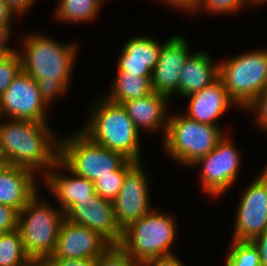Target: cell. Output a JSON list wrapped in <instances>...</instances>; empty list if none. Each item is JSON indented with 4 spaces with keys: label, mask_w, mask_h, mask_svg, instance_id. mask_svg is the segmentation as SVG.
I'll list each match as a JSON object with an SVG mask.
<instances>
[{
    "label": "cell",
    "mask_w": 267,
    "mask_h": 266,
    "mask_svg": "<svg viewBox=\"0 0 267 266\" xmlns=\"http://www.w3.org/2000/svg\"><path fill=\"white\" fill-rule=\"evenodd\" d=\"M48 127L47 123L19 119L0 123V155L8 165L25 167L35 173L46 168L45 175L60 154V142H55Z\"/></svg>",
    "instance_id": "6da1fadb"
},
{
    "label": "cell",
    "mask_w": 267,
    "mask_h": 266,
    "mask_svg": "<svg viewBox=\"0 0 267 266\" xmlns=\"http://www.w3.org/2000/svg\"><path fill=\"white\" fill-rule=\"evenodd\" d=\"M86 127L81 130L91 140L128 160L140 162L139 130L122 104L103 98L97 103Z\"/></svg>",
    "instance_id": "7a4b0ae2"
},
{
    "label": "cell",
    "mask_w": 267,
    "mask_h": 266,
    "mask_svg": "<svg viewBox=\"0 0 267 266\" xmlns=\"http://www.w3.org/2000/svg\"><path fill=\"white\" fill-rule=\"evenodd\" d=\"M22 70L36 82H62L69 87L77 46L53 41L45 35H29L23 40Z\"/></svg>",
    "instance_id": "3957f363"
},
{
    "label": "cell",
    "mask_w": 267,
    "mask_h": 266,
    "mask_svg": "<svg viewBox=\"0 0 267 266\" xmlns=\"http://www.w3.org/2000/svg\"><path fill=\"white\" fill-rule=\"evenodd\" d=\"M176 226L172 216L152 210L123 230L118 245L134 262L174 255L170 246L175 240Z\"/></svg>",
    "instance_id": "277c9868"
},
{
    "label": "cell",
    "mask_w": 267,
    "mask_h": 266,
    "mask_svg": "<svg viewBox=\"0 0 267 266\" xmlns=\"http://www.w3.org/2000/svg\"><path fill=\"white\" fill-rule=\"evenodd\" d=\"M219 79L235 105L247 109L267 88V50H254L219 62Z\"/></svg>",
    "instance_id": "5b68a950"
},
{
    "label": "cell",
    "mask_w": 267,
    "mask_h": 266,
    "mask_svg": "<svg viewBox=\"0 0 267 266\" xmlns=\"http://www.w3.org/2000/svg\"><path fill=\"white\" fill-rule=\"evenodd\" d=\"M220 128L199 123L181 113L169 116L164 149L172 159L192 166L199 158L213 151L225 136Z\"/></svg>",
    "instance_id": "8992f818"
},
{
    "label": "cell",
    "mask_w": 267,
    "mask_h": 266,
    "mask_svg": "<svg viewBox=\"0 0 267 266\" xmlns=\"http://www.w3.org/2000/svg\"><path fill=\"white\" fill-rule=\"evenodd\" d=\"M38 194L19 212L18 230L20 231L26 254L31 259L44 260L56 248L59 228L65 219L62 210H55Z\"/></svg>",
    "instance_id": "52a82bcc"
},
{
    "label": "cell",
    "mask_w": 267,
    "mask_h": 266,
    "mask_svg": "<svg viewBox=\"0 0 267 266\" xmlns=\"http://www.w3.org/2000/svg\"><path fill=\"white\" fill-rule=\"evenodd\" d=\"M59 142V159L73 173L91 182L112 175L128 160L122 154L94 142L81 130Z\"/></svg>",
    "instance_id": "ba28073f"
},
{
    "label": "cell",
    "mask_w": 267,
    "mask_h": 266,
    "mask_svg": "<svg viewBox=\"0 0 267 266\" xmlns=\"http://www.w3.org/2000/svg\"><path fill=\"white\" fill-rule=\"evenodd\" d=\"M225 136L207 156L199 158L192 165H202V188L208 195L219 196L227 191L238 177L240 153Z\"/></svg>",
    "instance_id": "9c48e42d"
},
{
    "label": "cell",
    "mask_w": 267,
    "mask_h": 266,
    "mask_svg": "<svg viewBox=\"0 0 267 266\" xmlns=\"http://www.w3.org/2000/svg\"><path fill=\"white\" fill-rule=\"evenodd\" d=\"M266 230L267 172L264 170L240 199L232 240L252 241Z\"/></svg>",
    "instance_id": "30bf717a"
},
{
    "label": "cell",
    "mask_w": 267,
    "mask_h": 266,
    "mask_svg": "<svg viewBox=\"0 0 267 266\" xmlns=\"http://www.w3.org/2000/svg\"><path fill=\"white\" fill-rule=\"evenodd\" d=\"M45 107L36 80L23 70L0 96V116L8 115L11 119L47 123Z\"/></svg>",
    "instance_id": "8fae6325"
},
{
    "label": "cell",
    "mask_w": 267,
    "mask_h": 266,
    "mask_svg": "<svg viewBox=\"0 0 267 266\" xmlns=\"http://www.w3.org/2000/svg\"><path fill=\"white\" fill-rule=\"evenodd\" d=\"M142 169L141 162H137L126 173L121 190L112 201L115 218L122 231L152 210L149 204V180Z\"/></svg>",
    "instance_id": "7c38bea8"
},
{
    "label": "cell",
    "mask_w": 267,
    "mask_h": 266,
    "mask_svg": "<svg viewBox=\"0 0 267 266\" xmlns=\"http://www.w3.org/2000/svg\"><path fill=\"white\" fill-rule=\"evenodd\" d=\"M65 218L98 232L112 246H118L121 242L123 231L117 224L112 201L103 199L96 192L90 198L75 203L65 213Z\"/></svg>",
    "instance_id": "4fadbf2b"
},
{
    "label": "cell",
    "mask_w": 267,
    "mask_h": 266,
    "mask_svg": "<svg viewBox=\"0 0 267 266\" xmlns=\"http://www.w3.org/2000/svg\"><path fill=\"white\" fill-rule=\"evenodd\" d=\"M112 245L98 232L84 226L62 221L54 253L46 258L96 260Z\"/></svg>",
    "instance_id": "5bb4252c"
},
{
    "label": "cell",
    "mask_w": 267,
    "mask_h": 266,
    "mask_svg": "<svg viewBox=\"0 0 267 266\" xmlns=\"http://www.w3.org/2000/svg\"><path fill=\"white\" fill-rule=\"evenodd\" d=\"M189 55L188 44L182 36L171 37L162 45L158 63L151 76L153 92L168 98L179 93L181 70Z\"/></svg>",
    "instance_id": "9a60e30c"
},
{
    "label": "cell",
    "mask_w": 267,
    "mask_h": 266,
    "mask_svg": "<svg viewBox=\"0 0 267 266\" xmlns=\"http://www.w3.org/2000/svg\"><path fill=\"white\" fill-rule=\"evenodd\" d=\"M35 172L8 165L0 172V204L20 212L37 194Z\"/></svg>",
    "instance_id": "2e32d148"
},
{
    "label": "cell",
    "mask_w": 267,
    "mask_h": 266,
    "mask_svg": "<svg viewBox=\"0 0 267 266\" xmlns=\"http://www.w3.org/2000/svg\"><path fill=\"white\" fill-rule=\"evenodd\" d=\"M58 167H60V169L63 168L64 170H68V172L72 174V177H66V173L65 175L58 172L56 173L57 169H59ZM43 177L45 182H47L46 185L59 202L60 210L64 213H66L78 201L84 198H90V196L95 192L93 182L73 173V171H71L60 159Z\"/></svg>",
    "instance_id": "e0dca14e"
},
{
    "label": "cell",
    "mask_w": 267,
    "mask_h": 266,
    "mask_svg": "<svg viewBox=\"0 0 267 266\" xmlns=\"http://www.w3.org/2000/svg\"><path fill=\"white\" fill-rule=\"evenodd\" d=\"M188 97L190 102L185 115L199 123L213 126H218L217 118L221 117L230 105L235 104L220 79Z\"/></svg>",
    "instance_id": "ac0fdd59"
},
{
    "label": "cell",
    "mask_w": 267,
    "mask_h": 266,
    "mask_svg": "<svg viewBox=\"0 0 267 266\" xmlns=\"http://www.w3.org/2000/svg\"><path fill=\"white\" fill-rule=\"evenodd\" d=\"M162 45L150 37H135L126 41L121 51L117 72L137 76H152Z\"/></svg>",
    "instance_id": "d6986e66"
},
{
    "label": "cell",
    "mask_w": 267,
    "mask_h": 266,
    "mask_svg": "<svg viewBox=\"0 0 267 266\" xmlns=\"http://www.w3.org/2000/svg\"><path fill=\"white\" fill-rule=\"evenodd\" d=\"M168 99L166 96L153 92L142 99L128 100L122 103V106L138 130L143 128L144 130L156 131L162 127L165 136L169 118V115H166Z\"/></svg>",
    "instance_id": "ffe728a7"
},
{
    "label": "cell",
    "mask_w": 267,
    "mask_h": 266,
    "mask_svg": "<svg viewBox=\"0 0 267 266\" xmlns=\"http://www.w3.org/2000/svg\"><path fill=\"white\" fill-rule=\"evenodd\" d=\"M219 79V63L213 64L206 51L191 53L186 59L179 79V95L187 97L212 85Z\"/></svg>",
    "instance_id": "44dd1931"
},
{
    "label": "cell",
    "mask_w": 267,
    "mask_h": 266,
    "mask_svg": "<svg viewBox=\"0 0 267 266\" xmlns=\"http://www.w3.org/2000/svg\"><path fill=\"white\" fill-rule=\"evenodd\" d=\"M113 87L106 98L122 104L131 99H142L153 93L151 76H137L129 72H116Z\"/></svg>",
    "instance_id": "7402d4cb"
},
{
    "label": "cell",
    "mask_w": 267,
    "mask_h": 266,
    "mask_svg": "<svg viewBox=\"0 0 267 266\" xmlns=\"http://www.w3.org/2000/svg\"><path fill=\"white\" fill-rule=\"evenodd\" d=\"M57 17L63 22H90L99 13L101 0H60ZM95 16V17H94Z\"/></svg>",
    "instance_id": "603a6c76"
},
{
    "label": "cell",
    "mask_w": 267,
    "mask_h": 266,
    "mask_svg": "<svg viewBox=\"0 0 267 266\" xmlns=\"http://www.w3.org/2000/svg\"><path fill=\"white\" fill-rule=\"evenodd\" d=\"M30 260L18 229L0 234V266H23Z\"/></svg>",
    "instance_id": "cb8c5ba5"
},
{
    "label": "cell",
    "mask_w": 267,
    "mask_h": 266,
    "mask_svg": "<svg viewBox=\"0 0 267 266\" xmlns=\"http://www.w3.org/2000/svg\"><path fill=\"white\" fill-rule=\"evenodd\" d=\"M136 163L127 160L118 170L113 171L112 175H105L94 181L95 192L103 199L113 201L121 190L126 173Z\"/></svg>",
    "instance_id": "d4e9b609"
},
{
    "label": "cell",
    "mask_w": 267,
    "mask_h": 266,
    "mask_svg": "<svg viewBox=\"0 0 267 266\" xmlns=\"http://www.w3.org/2000/svg\"><path fill=\"white\" fill-rule=\"evenodd\" d=\"M226 266H261L260 255L251 241L232 240Z\"/></svg>",
    "instance_id": "484cf974"
},
{
    "label": "cell",
    "mask_w": 267,
    "mask_h": 266,
    "mask_svg": "<svg viewBox=\"0 0 267 266\" xmlns=\"http://www.w3.org/2000/svg\"><path fill=\"white\" fill-rule=\"evenodd\" d=\"M22 70L20 51L10 48L0 58V96Z\"/></svg>",
    "instance_id": "4316f807"
},
{
    "label": "cell",
    "mask_w": 267,
    "mask_h": 266,
    "mask_svg": "<svg viewBox=\"0 0 267 266\" xmlns=\"http://www.w3.org/2000/svg\"><path fill=\"white\" fill-rule=\"evenodd\" d=\"M94 266H139L119 246H111L99 256Z\"/></svg>",
    "instance_id": "83f0119b"
},
{
    "label": "cell",
    "mask_w": 267,
    "mask_h": 266,
    "mask_svg": "<svg viewBox=\"0 0 267 266\" xmlns=\"http://www.w3.org/2000/svg\"><path fill=\"white\" fill-rule=\"evenodd\" d=\"M246 0H199L197 5L195 6V10L198 8H205L207 11H211V13H216L219 15L222 13L227 14L228 12L237 11L244 5Z\"/></svg>",
    "instance_id": "f1b7e54d"
},
{
    "label": "cell",
    "mask_w": 267,
    "mask_h": 266,
    "mask_svg": "<svg viewBox=\"0 0 267 266\" xmlns=\"http://www.w3.org/2000/svg\"><path fill=\"white\" fill-rule=\"evenodd\" d=\"M18 214L13 207L0 204V234L18 229Z\"/></svg>",
    "instance_id": "f546056e"
},
{
    "label": "cell",
    "mask_w": 267,
    "mask_h": 266,
    "mask_svg": "<svg viewBox=\"0 0 267 266\" xmlns=\"http://www.w3.org/2000/svg\"><path fill=\"white\" fill-rule=\"evenodd\" d=\"M42 100L49 104L56 95L65 93L68 89L62 82H37Z\"/></svg>",
    "instance_id": "4dcf8cb0"
},
{
    "label": "cell",
    "mask_w": 267,
    "mask_h": 266,
    "mask_svg": "<svg viewBox=\"0 0 267 266\" xmlns=\"http://www.w3.org/2000/svg\"><path fill=\"white\" fill-rule=\"evenodd\" d=\"M248 110H255L257 114V123L262 129L267 130V88L254 100V102L247 108ZM257 111V112H256Z\"/></svg>",
    "instance_id": "1f68e13d"
},
{
    "label": "cell",
    "mask_w": 267,
    "mask_h": 266,
    "mask_svg": "<svg viewBox=\"0 0 267 266\" xmlns=\"http://www.w3.org/2000/svg\"><path fill=\"white\" fill-rule=\"evenodd\" d=\"M15 13L3 0H0V34L10 37L11 32V19Z\"/></svg>",
    "instance_id": "d6a6232c"
},
{
    "label": "cell",
    "mask_w": 267,
    "mask_h": 266,
    "mask_svg": "<svg viewBox=\"0 0 267 266\" xmlns=\"http://www.w3.org/2000/svg\"><path fill=\"white\" fill-rule=\"evenodd\" d=\"M44 266H94L95 260L90 259H67L45 258Z\"/></svg>",
    "instance_id": "836d02e7"
},
{
    "label": "cell",
    "mask_w": 267,
    "mask_h": 266,
    "mask_svg": "<svg viewBox=\"0 0 267 266\" xmlns=\"http://www.w3.org/2000/svg\"><path fill=\"white\" fill-rule=\"evenodd\" d=\"M139 266H183L175 255L150 259L139 264Z\"/></svg>",
    "instance_id": "e575fe53"
},
{
    "label": "cell",
    "mask_w": 267,
    "mask_h": 266,
    "mask_svg": "<svg viewBox=\"0 0 267 266\" xmlns=\"http://www.w3.org/2000/svg\"><path fill=\"white\" fill-rule=\"evenodd\" d=\"M260 255L261 266H267V230L251 241Z\"/></svg>",
    "instance_id": "d590c367"
},
{
    "label": "cell",
    "mask_w": 267,
    "mask_h": 266,
    "mask_svg": "<svg viewBox=\"0 0 267 266\" xmlns=\"http://www.w3.org/2000/svg\"><path fill=\"white\" fill-rule=\"evenodd\" d=\"M12 9L14 13L22 14L27 11L30 5L34 3L35 0H3Z\"/></svg>",
    "instance_id": "8d00e7d4"
},
{
    "label": "cell",
    "mask_w": 267,
    "mask_h": 266,
    "mask_svg": "<svg viewBox=\"0 0 267 266\" xmlns=\"http://www.w3.org/2000/svg\"><path fill=\"white\" fill-rule=\"evenodd\" d=\"M164 2H168L170 5L174 7H180L181 10L184 9L186 11L194 12L195 6L197 5L199 0H161Z\"/></svg>",
    "instance_id": "74e56055"
},
{
    "label": "cell",
    "mask_w": 267,
    "mask_h": 266,
    "mask_svg": "<svg viewBox=\"0 0 267 266\" xmlns=\"http://www.w3.org/2000/svg\"><path fill=\"white\" fill-rule=\"evenodd\" d=\"M7 38L6 36L0 34V58L10 49L7 44Z\"/></svg>",
    "instance_id": "f35d334b"
},
{
    "label": "cell",
    "mask_w": 267,
    "mask_h": 266,
    "mask_svg": "<svg viewBox=\"0 0 267 266\" xmlns=\"http://www.w3.org/2000/svg\"><path fill=\"white\" fill-rule=\"evenodd\" d=\"M23 266H44V262L43 260H39V259H31Z\"/></svg>",
    "instance_id": "ab89813d"
},
{
    "label": "cell",
    "mask_w": 267,
    "mask_h": 266,
    "mask_svg": "<svg viewBox=\"0 0 267 266\" xmlns=\"http://www.w3.org/2000/svg\"><path fill=\"white\" fill-rule=\"evenodd\" d=\"M7 166L6 159L0 155V172Z\"/></svg>",
    "instance_id": "60d3db41"
},
{
    "label": "cell",
    "mask_w": 267,
    "mask_h": 266,
    "mask_svg": "<svg viewBox=\"0 0 267 266\" xmlns=\"http://www.w3.org/2000/svg\"><path fill=\"white\" fill-rule=\"evenodd\" d=\"M265 2H267V0H246V4L249 3L250 5H251V4L254 5L255 3H256V5H257V4H260V3H261V4H262V3L264 4Z\"/></svg>",
    "instance_id": "b9f144b4"
}]
</instances>
